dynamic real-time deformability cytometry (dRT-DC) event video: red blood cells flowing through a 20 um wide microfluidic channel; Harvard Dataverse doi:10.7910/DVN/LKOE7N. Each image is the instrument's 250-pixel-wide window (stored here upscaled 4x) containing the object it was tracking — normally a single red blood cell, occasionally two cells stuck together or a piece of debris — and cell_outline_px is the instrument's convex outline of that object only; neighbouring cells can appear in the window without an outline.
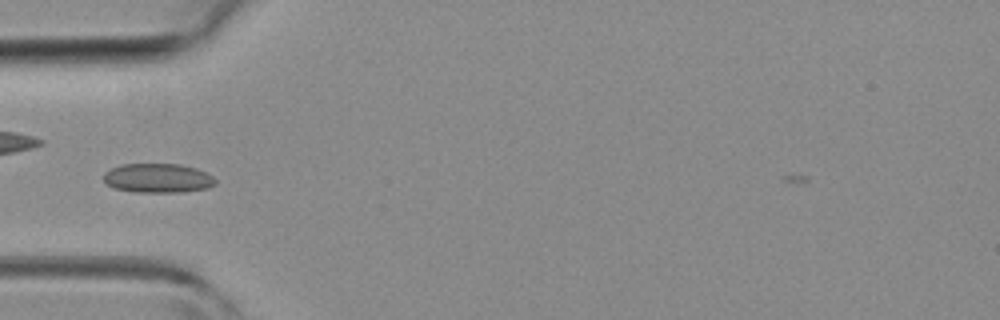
{"species": "common noctule bat (a hibernating species)", "species_latin": "Nyctalus noctula", "temperature_condition": "room temperature", "stored_images_in_passage": 31, "camera_frame_rate_fps": 3000, "um_per_image_px": 0.085, "animal": {"sex": "female", "body_mass_g": 19.3, "forearm_length_mm": 54.1}, "frame": {"image": 1, "passage_image": 1, "time_ms": 0.0, "image_size_px": [1000, 320], "cell_outline_px": [[216, 184], [208, 188], [180, 192], [132, 192], [112, 188], [104, 180], [104, 172], [120, 164], [180, 164], [196, 168], [212, 176], [216, 180]], "centroid_in_image_um": [13.4, 15.14], "position_along_channel_um": 71.6, "area_um2": 19.13}}